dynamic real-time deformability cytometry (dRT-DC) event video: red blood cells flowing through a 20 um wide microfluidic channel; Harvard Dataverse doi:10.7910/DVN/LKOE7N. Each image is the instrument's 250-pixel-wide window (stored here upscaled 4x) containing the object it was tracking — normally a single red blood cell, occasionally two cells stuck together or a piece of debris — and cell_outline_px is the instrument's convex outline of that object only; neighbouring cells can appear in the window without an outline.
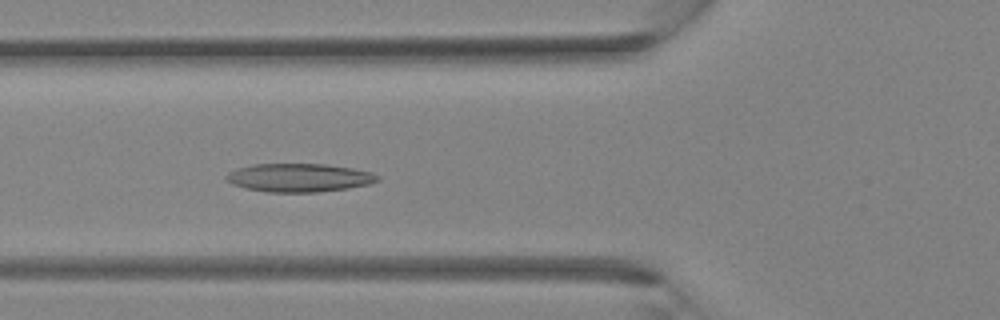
{"species": "Egyptian fruit bat (a non-hibernating species)", "species_latin": "Rousettus aegyptiacus", "temperature_condition": "room temperature", "stored_images_in_passage": 34, "camera_frame_rate_fps": 3000, "um_per_image_px": 0.085, "animal": {"sex": "female"}, "frame": {"image": 1, "passage_image": 11, "time_ms": 3.333, "image_size_px": [1000, 320], "cell_outline_px": [[380, 180], [368, 184], [348, 188], [316, 192], [268, 192], [244, 188], [232, 184], [224, 176], [228, 172], [252, 164], [324, 164], [352, 168], [372, 172], [380, 176]], "centroid_in_image_um": [25.43, 15.1], "position_along_channel_um": 100.4, "area_um2": 24.97}}
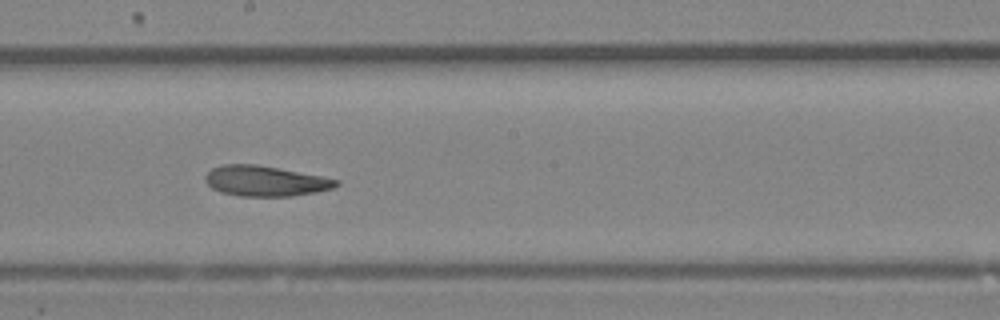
{"frame": {"image": 2, "passage_image": 18, "time_ms": 5.667, "image_size_px": [1000, 320], "cell_outline_px": [[340, 184], [332, 188], [316, 192], [292, 196], [240, 196], [220, 192], [212, 188], [204, 180], [204, 176], [212, 168], [224, 164], [256, 164], [320, 176], [340, 180]], "centroid_in_image_um": [22.52, 15.39], "position_along_channel_um": 225.7, "area_um2": 23.06}}
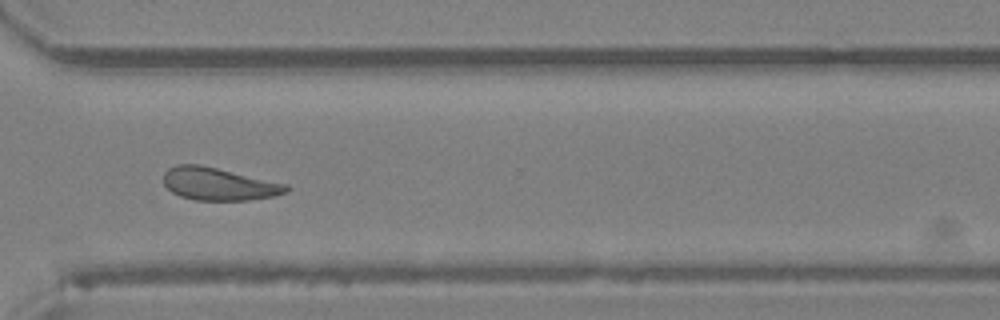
{"frame": {"image": 3, "passage_image": 25, "time_ms": 8.0, "image_size_px": [1000, 320], "cell_outline_px": [[288, 192], [272, 196], [248, 200], [196, 200], [180, 196], [172, 192], [164, 184], [164, 172], [168, 168], [176, 164], [200, 164], [288, 184]], "centroid_in_image_um": [18.57, 15.63], "position_along_channel_um": 352.0, "area_um2": 23.29}}